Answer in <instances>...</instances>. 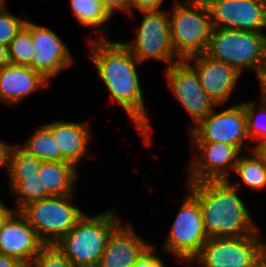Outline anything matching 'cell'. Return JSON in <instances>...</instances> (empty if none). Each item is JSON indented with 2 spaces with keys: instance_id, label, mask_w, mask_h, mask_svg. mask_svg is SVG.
I'll use <instances>...</instances> for the list:
<instances>
[{
  "instance_id": "9a60e30c",
  "label": "cell",
  "mask_w": 266,
  "mask_h": 267,
  "mask_svg": "<svg viewBox=\"0 0 266 267\" xmlns=\"http://www.w3.org/2000/svg\"><path fill=\"white\" fill-rule=\"evenodd\" d=\"M45 244L20 211H13L0 228V254L16 258L27 267Z\"/></svg>"
},
{
  "instance_id": "603a6c76",
  "label": "cell",
  "mask_w": 266,
  "mask_h": 267,
  "mask_svg": "<svg viewBox=\"0 0 266 267\" xmlns=\"http://www.w3.org/2000/svg\"><path fill=\"white\" fill-rule=\"evenodd\" d=\"M24 146L41 160L50 162L62 161L59 146L53 138L52 129L47 124L40 126L25 141Z\"/></svg>"
},
{
  "instance_id": "e575fe53",
  "label": "cell",
  "mask_w": 266,
  "mask_h": 267,
  "mask_svg": "<svg viewBox=\"0 0 266 267\" xmlns=\"http://www.w3.org/2000/svg\"><path fill=\"white\" fill-rule=\"evenodd\" d=\"M0 267H27L20 260L0 254Z\"/></svg>"
},
{
  "instance_id": "7402d4cb",
  "label": "cell",
  "mask_w": 266,
  "mask_h": 267,
  "mask_svg": "<svg viewBox=\"0 0 266 267\" xmlns=\"http://www.w3.org/2000/svg\"><path fill=\"white\" fill-rule=\"evenodd\" d=\"M21 147L14 145L12 148L7 172L9 180L37 177L43 165L44 160L35 157L25 146Z\"/></svg>"
},
{
  "instance_id": "e0dca14e",
  "label": "cell",
  "mask_w": 266,
  "mask_h": 267,
  "mask_svg": "<svg viewBox=\"0 0 266 267\" xmlns=\"http://www.w3.org/2000/svg\"><path fill=\"white\" fill-rule=\"evenodd\" d=\"M126 224L121 222L109 235L97 267H132L152 245L134 231L129 221Z\"/></svg>"
},
{
  "instance_id": "f1b7e54d",
  "label": "cell",
  "mask_w": 266,
  "mask_h": 267,
  "mask_svg": "<svg viewBox=\"0 0 266 267\" xmlns=\"http://www.w3.org/2000/svg\"><path fill=\"white\" fill-rule=\"evenodd\" d=\"M5 5L0 9V43L9 46L15 35L25 25L28 17L24 15L23 19L15 17L5 10Z\"/></svg>"
},
{
  "instance_id": "44dd1931",
  "label": "cell",
  "mask_w": 266,
  "mask_h": 267,
  "mask_svg": "<svg viewBox=\"0 0 266 267\" xmlns=\"http://www.w3.org/2000/svg\"><path fill=\"white\" fill-rule=\"evenodd\" d=\"M70 4L73 16L81 25L96 29L97 32L101 30L103 34L109 35L108 29H104L106 22L112 19V16L105 9L101 0H70Z\"/></svg>"
},
{
  "instance_id": "8992f818",
  "label": "cell",
  "mask_w": 266,
  "mask_h": 267,
  "mask_svg": "<svg viewBox=\"0 0 266 267\" xmlns=\"http://www.w3.org/2000/svg\"><path fill=\"white\" fill-rule=\"evenodd\" d=\"M258 234L208 238L191 261L201 267H266V241Z\"/></svg>"
},
{
  "instance_id": "74e56055",
  "label": "cell",
  "mask_w": 266,
  "mask_h": 267,
  "mask_svg": "<svg viewBox=\"0 0 266 267\" xmlns=\"http://www.w3.org/2000/svg\"><path fill=\"white\" fill-rule=\"evenodd\" d=\"M13 211L14 209L8 208L5 203L3 204L0 200V228Z\"/></svg>"
},
{
  "instance_id": "484cf974",
  "label": "cell",
  "mask_w": 266,
  "mask_h": 267,
  "mask_svg": "<svg viewBox=\"0 0 266 267\" xmlns=\"http://www.w3.org/2000/svg\"><path fill=\"white\" fill-rule=\"evenodd\" d=\"M10 184L12 193L16 195L17 207L15 208V211H20L30 202L51 197L47 190L43 189L38 175L37 177L23 180H10Z\"/></svg>"
},
{
  "instance_id": "7a4b0ae2",
  "label": "cell",
  "mask_w": 266,
  "mask_h": 267,
  "mask_svg": "<svg viewBox=\"0 0 266 267\" xmlns=\"http://www.w3.org/2000/svg\"><path fill=\"white\" fill-rule=\"evenodd\" d=\"M240 185L242 183L230 180L187 183L188 190L200 204L209 238L243 237L259 231L237 194Z\"/></svg>"
},
{
  "instance_id": "d4e9b609",
  "label": "cell",
  "mask_w": 266,
  "mask_h": 267,
  "mask_svg": "<svg viewBox=\"0 0 266 267\" xmlns=\"http://www.w3.org/2000/svg\"><path fill=\"white\" fill-rule=\"evenodd\" d=\"M8 51L10 64L31 66L34 46L32 40V22L29 18L10 42Z\"/></svg>"
},
{
  "instance_id": "4dcf8cb0",
  "label": "cell",
  "mask_w": 266,
  "mask_h": 267,
  "mask_svg": "<svg viewBox=\"0 0 266 267\" xmlns=\"http://www.w3.org/2000/svg\"><path fill=\"white\" fill-rule=\"evenodd\" d=\"M164 0H130V16L133 12V7H136L141 12L160 11V7ZM160 8V9H159Z\"/></svg>"
},
{
  "instance_id": "ba28073f",
  "label": "cell",
  "mask_w": 266,
  "mask_h": 267,
  "mask_svg": "<svg viewBox=\"0 0 266 267\" xmlns=\"http://www.w3.org/2000/svg\"><path fill=\"white\" fill-rule=\"evenodd\" d=\"M204 230L201 207L198 200L189 194L185 196L178 214L169 230L163 250L173 253L190 264L208 240Z\"/></svg>"
},
{
  "instance_id": "ffe728a7",
  "label": "cell",
  "mask_w": 266,
  "mask_h": 267,
  "mask_svg": "<svg viewBox=\"0 0 266 267\" xmlns=\"http://www.w3.org/2000/svg\"><path fill=\"white\" fill-rule=\"evenodd\" d=\"M38 177L43 189L51 196L74 194L78 170L68 161H44Z\"/></svg>"
},
{
  "instance_id": "cb8c5ba5",
  "label": "cell",
  "mask_w": 266,
  "mask_h": 267,
  "mask_svg": "<svg viewBox=\"0 0 266 267\" xmlns=\"http://www.w3.org/2000/svg\"><path fill=\"white\" fill-rule=\"evenodd\" d=\"M251 154L238 158L234 172L241 177L244 185L262 190L266 186V163L253 152Z\"/></svg>"
},
{
  "instance_id": "30bf717a",
  "label": "cell",
  "mask_w": 266,
  "mask_h": 267,
  "mask_svg": "<svg viewBox=\"0 0 266 267\" xmlns=\"http://www.w3.org/2000/svg\"><path fill=\"white\" fill-rule=\"evenodd\" d=\"M192 142H220L242 151L244 140L249 139L244 103H236L220 111L211 112L188 130Z\"/></svg>"
},
{
  "instance_id": "d590c367",
  "label": "cell",
  "mask_w": 266,
  "mask_h": 267,
  "mask_svg": "<svg viewBox=\"0 0 266 267\" xmlns=\"http://www.w3.org/2000/svg\"><path fill=\"white\" fill-rule=\"evenodd\" d=\"M260 87H261V100L266 104V68H264L258 75Z\"/></svg>"
},
{
  "instance_id": "5b68a950",
  "label": "cell",
  "mask_w": 266,
  "mask_h": 267,
  "mask_svg": "<svg viewBox=\"0 0 266 267\" xmlns=\"http://www.w3.org/2000/svg\"><path fill=\"white\" fill-rule=\"evenodd\" d=\"M205 54L229 64L241 74L245 69L251 70L257 77L266 68V35L262 32L213 28Z\"/></svg>"
},
{
  "instance_id": "d6986e66",
  "label": "cell",
  "mask_w": 266,
  "mask_h": 267,
  "mask_svg": "<svg viewBox=\"0 0 266 267\" xmlns=\"http://www.w3.org/2000/svg\"><path fill=\"white\" fill-rule=\"evenodd\" d=\"M47 125L52 129V135L59 146L62 161H68L76 167L88 152L92 134L89 123L58 120Z\"/></svg>"
},
{
  "instance_id": "8d00e7d4",
  "label": "cell",
  "mask_w": 266,
  "mask_h": 267,
  "mask_svg": "<svg viewBox=\"0 0 266 267\" xmlns=\"http://www.w3.org/2000/svg\"><path fill=\"white\" fill-rule=\"evenodd\" d=\"M10 64L8 46L0 43V68Z\"/></svg>"
},
{
  "instance_id": "f546056e",
  "label": "cell",
  "mask_w": 266,
  "mask_h": 267,
  "mask_svg": "<svg viewBox=\"0 0 266 267\" xmlns=\"http://www.w3.org/2000/svg\"><path fill=\"white\" fill-rule=\"evenodd\" d=\"M154 249V246L151 245L132 267H166L163 259L154 254Z\"/></svg>"
},
{
  "instance_id": "5bb4252c",
  "label": "cell",
  "mask_w": 266,
  "mask_h": 267,
  "mask_svg": "<svg viewBox=\"0 0 266 267\" xmlns=\"http://www.w3.org/2000/svg\"><path fill=\"white\" fill-rule=\"evenodd\" d=\"M32 40L34 53L30 67L48 81L74 63L68 46L50 28L32 22Z\"/></svg>"
},
{
  "instance_id": "9c48e42d",
  "label": "cell",
  "mask_w": 266,
  "mask_h": 267,
  "mask_svg": "<svg viewBox=\"0 0 266 267\" xmlns=\"http://www.w3.org/2000/svg\"><path fill=\"white\" fill-rule=\"evenodd\" d=\"M142 13L144 17L137 29L135 41L124 43L132 55L141 64L149 59L167 62L168 66L181 61L172 47L168 12L160 10Z\"/></svg>"
},
{
  "instance_id": "d6a6232c",
  "label": "cell",
  "mask_w": 266,
  "mask_h": 267,
  "mask_svg": "<svg viewBox=\"0 0 266 267\" xmlns=\"http://www.w3.org/2000/svg\"><path fill=\"white\" fill-rule=\"evenodd\" d=\"M13 146L0 141V167L6 166V171L9 168V158L12 152Z\"/></svg>"
},
{
  "instance_id": "f35d334b",
  "label": "cell",
  "mask_w": 266,
  "mask_h": 267,
  "mask_svg": "<svg viewBox=\"0 0 266 267\" xmlns=\"http://www.w3.org/2000/svg\"><path fill=\"white\" fill-rule=\"evenodd\" d=\"M4 5H6V4H5V0H0V9H1Z\"/></svg>"
},
{
  "instance_id": "1f68e13d",
  "label": "cell",
  "mask_w": 266,
  "mask_h": 267,
  "mask_svg": "<svg viewBox=\"0 0 266 267\" xmlns=\"http://www.w3.org/2000/svg\"><path fill=\"white\" fill-rule=\"evenodd\" d=\"M108 13L113 16L117 9L130 15V0H101Z\"/></svg>"
},
{
  "instance_id": "8fae6325",
  "label": "cell",
  "mask_w": 266,
  "mask_h": 267,
  "mask_svg": "<svg viewBox=\"0 0 266 267\" xmlns=\"http://www.w3.org/2000/svg\"><path fill=\"white\" fill-rule=\"evenodd\" d=\"M186 60L166 67L168 87L196 124L219 106L201 87L198 74Z\"/></svg>"
},
{
  "instance_id": "3957f363",
  "label": "cell",
  "mask_w": 266,
  "mask_h": 267,
  "mask_svg": "<svg viewBox=\"0 0 266 267\" xmlns=\"http://www.w3.org/2000/svg\"><path fill=\"white\" fill-rule=\"evenodd\" d=\"M116 209L84 215L55 246L75 267H97L109 235L122 222Z\"/></svg>"
},
{
  "instance_id": "4fadbf2b",
  "label": "cell",
  "mask_w": 266,
  "mask_h": 267,
  "mask_svg": "<svg viewBox=\"0 0 266 267\" xmlns=\"http://www.w3.org/2000/svg\"><path fill=\"white\" fill-rule=\"evenodd\" d=\"M193 143L198 156L191 161L187 183L230 180V170L234 171L241 151L227 143Z\"/></svg>"
},
{
  "instance_id": "ac0fdd59",
  "label": "cell",
  "mask_w": 266,
  "mask_h": 267,
  "mask_svg": "<svg viewBox=\"0 0 266 267\" xmlns=\"http://www.w3.org/2000/svg\"><path fill=\"white\" fill-rule=\"evenodd\" d=\"M49 81L30 66L8 64L0 68V101L18 104Z\"/></svg>"
},
{
  "instance_id": "83f0119b",
  "label": "cell",
  "mask_w": 266,
  "mask_h": 267,
  "mask_svg": "<svg viewBox=\"0 0 266 267\" xmlns=\"http://www.w3.org/2000/svg\"><path fill=\"white\" fill-rule=\"evenodd\" d=\"M29 267H75L55 246L45 245L35 256Z\"/></svg>"
},
{
  "instance_id": "2e32d148",
  "label": "cell",
  "mask_w": 266,
  "mask_h": 267,
  "mask_svg": "<svg viewBox=\"0 0 266 267\" xmlns=\"http://www.w3.org/2000/svg\"><path fill=\"white\" fill-rule=\"evenodd\" d=\"M186 61L189 64L195 63L192 67L198 74L205 93L219 106L226 103L242 74L229 64L215 60L205 53L191 56Z\"/></svg>"
},
{
  "instance_id": "7c38bea8",
  "label": "cell",
  "mask_w": 266,
  "mask_h": 267,
  "mask_svg": "<svg viewBox=\"0 0 266 267\" xmlns=\"http://www.w3.org/2000/svg\"><path fill=\"white\" fill-rule=\"evenodd\" d=\"M213 28L262 32L266 28V0H205Z\"/></svg>"
},
{
  "instance_id": "6da1fadb",
  "label": "cell",
  "mask_w": 266,
  "mask_h": 267,
  "mask_svg": "<svg viewBox=\"0 0 266 267\" xmlns=\"http://www.w3.org/2000/svg\"><path fill=\"white\" fill-rule=\"evenodd\" d=\"M90 39V54L96 71L113 100L124 109L143 137L151 145V126L145 107L136 64L139 63L122 42L110 41L102 36Z\"/></svg>"
},
{
  "instance_id": "277c9868",
  "label": "cell",
  "mask_w": 266,
  "mask_h": 267,
  "mask_svg": "<svg viewBox=\"0 0 266 267\" xmlns=\"http://www.w3.org/2000/svg\"><path fill=\"white\" fill-rule=\"evenodd\" d=\"M180 1L174 0L168 18L174 52L181 60H186L206 52L213 25L205 0Z\"/></svg>"
},
{
  "instance_id": "4316f807",
  "label": "cell",
  "mask_w": 266,
  "mask_h": 267,
  "mask_svg": "<svg viewBox=\"0 0 266 267\" xmlns=\"http://www.w3.org/2000/svg\"><path fill=\"white\" fill-rule=\"evenodd\" d=\"M244 109L249 140L257 142L266 138V104L261 101V104L257 106L255 102H244Z\"/></svg>"
},
{
  "instance_id": "52a82bcc",
  "label": "cell",
  "mask_w": 266,
  "mask_h": 267,
  "mask_svg": "<svg viewBox=\"0 0 266 267\" xmlns=\"http://www.w3.org/2000/svg\"><path fill=\"white\" fill-rule=\"evenodd\" d=\"M72 196H51L30 202L20 210L45 245H55L84 215L71 202Z\"/></svg>"
},
{
  "instance_id": "836d02e7",
  "label": "cell",
  "mask_w": 266,
  "mask_h": 267,
  "mask_svg": "<svg viewBox=\"0 0 266 267\" xmlns=\"http://www.w3.org/2000/svg\"><path fill=\"white\" fill-rule=\"evenodd\" d=\"M248 146L249 152H253L258 158L262 159L266 163V138H263L256 142V146Z\"/></svg>"
}]
</instances>
